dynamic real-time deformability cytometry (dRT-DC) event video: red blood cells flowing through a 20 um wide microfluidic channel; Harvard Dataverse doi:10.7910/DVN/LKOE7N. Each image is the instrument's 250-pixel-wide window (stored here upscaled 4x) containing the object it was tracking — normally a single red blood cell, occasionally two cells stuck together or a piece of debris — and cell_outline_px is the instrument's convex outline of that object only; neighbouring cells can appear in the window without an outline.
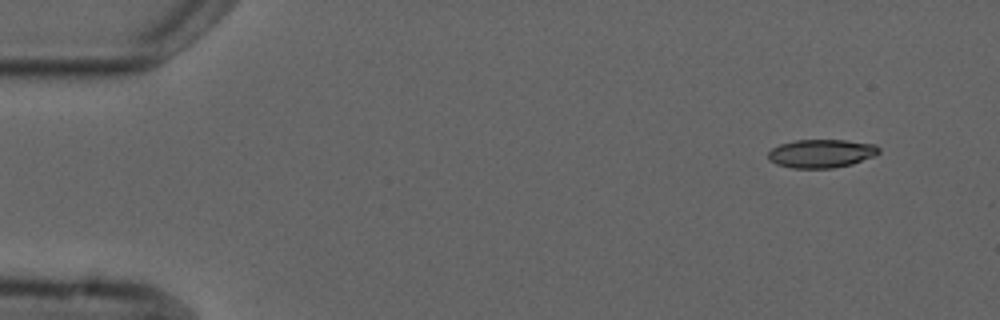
{"species": "common noctule bat (a hibernating species)", "species_latin": "Nyctalus noctula", "temperature_condition": "cold", "stored_images_in_passage": 4, "camera_frame_rate_fps": 3000, "um_per_image_px": 0.085, "animal": {"sex": "male", "forearm_length_mm": 52.5}, "frame": {"image": 1, "passage_image": 1, "time_ms": 0.0, "image_size_px": [1000, 320], "cell_outline_px": [[880, 152], [876, 156], [852, 164], [832, 168], [792, 168], [776, 164], [768, 160], [768, 152], [772, 148], [780, 144], [796, 140], [844, 140], [876, 144], [880, 148]], "centroid_in_image_um": [69.83, 13.05], "position_along_channel_um": 15.2, "area_um2": 18.5}}
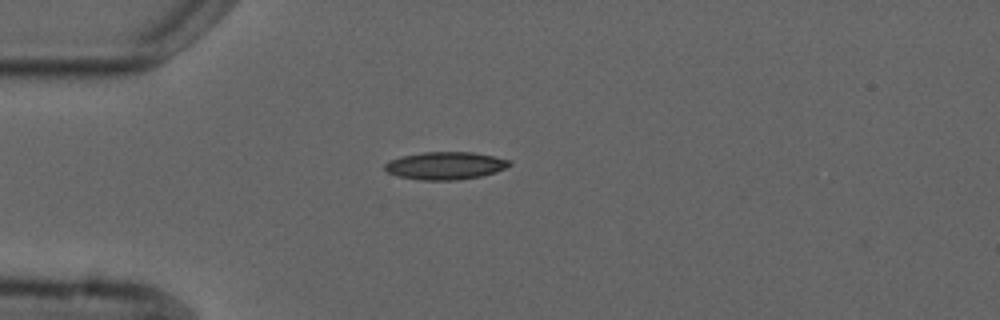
{"frame": {"image": 2, "passage_image": 4, "time_ms": 3.333, "image_size_px": [1000, 320], "cell_outline_px": [[512, 164], [496, 172], [480, 176], [456, 180], [420, 180], [400, 176], [388, 172], [384, 168], [384, 164], [388, 160], [400, 156], [424, 152], [472, 152], [512, 160]], "centroid_in_image_um": [37.84, 14.07], "position_along_channel_um": 47.2, "area_um2": 20.06}}